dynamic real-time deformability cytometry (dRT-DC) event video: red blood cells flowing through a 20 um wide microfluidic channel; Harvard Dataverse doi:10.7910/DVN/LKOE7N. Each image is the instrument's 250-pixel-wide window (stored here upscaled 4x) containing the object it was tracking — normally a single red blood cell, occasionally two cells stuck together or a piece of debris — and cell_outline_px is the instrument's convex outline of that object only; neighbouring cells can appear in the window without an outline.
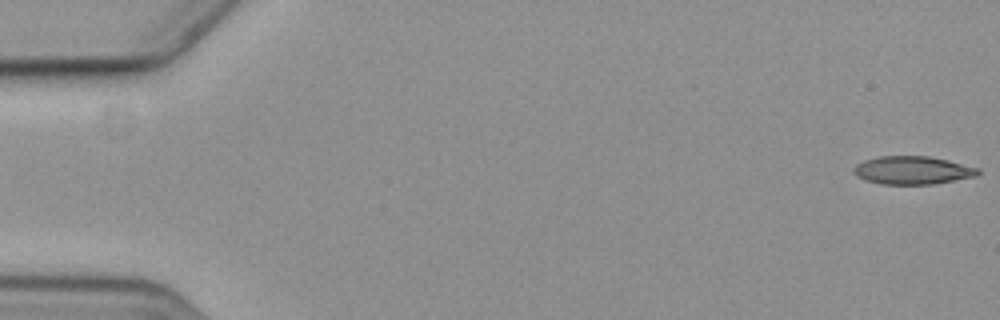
{"species": "common noctule bat (a hibernating species)", "species_latin": "Nyctalus noctula", "temperature_condition": "cold", "stored_images_in_passage": 7, "camera_frame_rate_fps": 3000, "um_per_image_px": 0.085, "animal": {"sex": "female", "body_mass_g": 19.3, "forearm_length_mm": 54.1}, "frame": {"image": 1, "passage_image": 1, "time_ms": 0.0, "image_size_px": [1000, 320], "cell_outline_px": [[980, 172], [976, 176], [932, 184], [880, 184], [864, 180], [856, 176], [852, 172], [852, 168], [856, 164], [864, 160], [880, 156], [928, 156], [948, 160], [980, 168]], "centroid_in_image_um": [77.53, 14.47], "position_along_channel_um": 7.5, "area_um2": 20.46}}
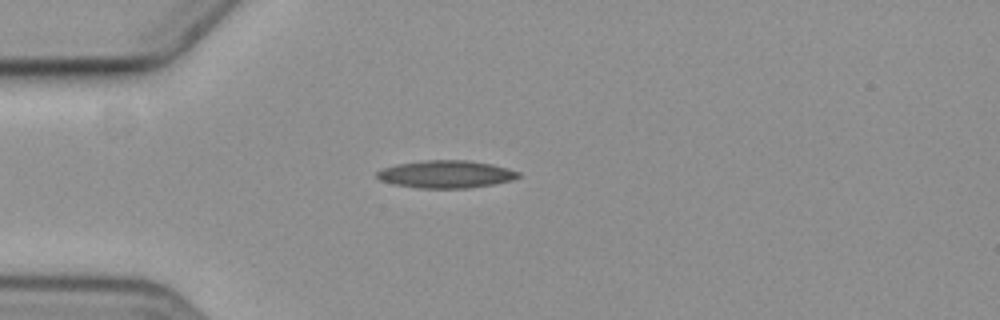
{"frame": {"image": 2, "passage_image": 5, "time_ms": 5.0, "image_size_px": [1000, 320], "cell_outline_px": [[520, 176], [512, 180], [492, 184], [468, 188], [420, 188], [396, 184], [380, 180], [376, 176], [376, 172], [384, 168], [396, 164], [424, 160], [468, 160], [492, 164], [508, 168], [520, 172]], "centroid_in_image_um": [37.92, 14.8], "position_along_channel_um": 47.1, "area_um2": 22.6}}
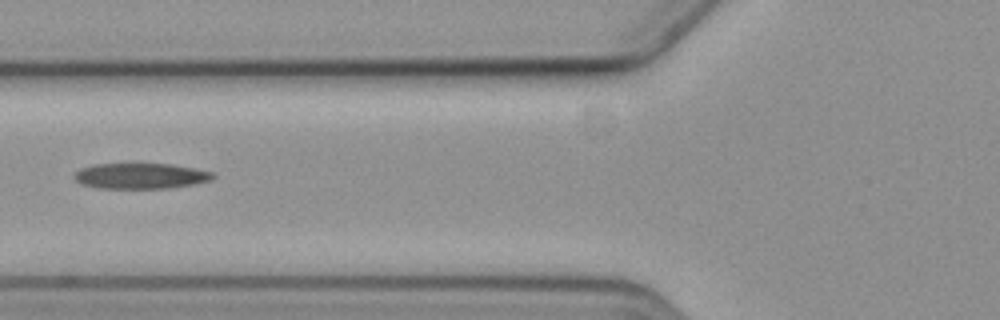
{"frame": {"image": 3, "passage_image": 7, "time_ms": 7.333, "image_size_px": [1000, 320], "cell_outline_px": [[216, 176], [212, 180], [192, 184], [168, 188], [100, 188], [80, 184], [72, 176], [80, 168], [92, 164], [172, 164], [196, 168], [212, 172]], "centroid_in_image_um": [11.94, 14.95], "position_along_channel_um": 113.9, "area_um2": 20.75}}